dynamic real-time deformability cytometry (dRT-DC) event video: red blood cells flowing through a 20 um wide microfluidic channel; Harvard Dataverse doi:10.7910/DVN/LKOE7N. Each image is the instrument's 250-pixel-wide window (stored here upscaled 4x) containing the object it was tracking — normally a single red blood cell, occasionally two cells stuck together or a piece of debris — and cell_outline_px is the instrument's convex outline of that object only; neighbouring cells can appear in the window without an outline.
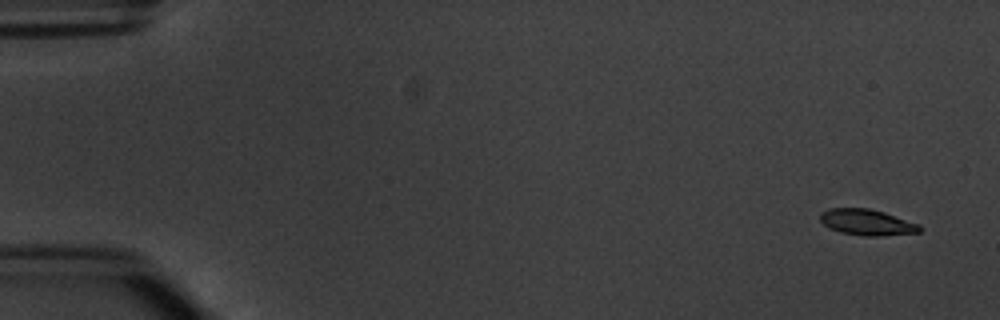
{"species": "common noctule bat (a hibernating species)", "species_latin": "Nyctalus noctula", "temperature_condition": "warm", "stored_images_in_passage": 5, "camera_frame_rate_fps": 3000, "um_per_image_px": 0.085, "animal": {"sex": "male", "body_mass_g": 20.1, "forearm_length_mm": 53.5}, "frame": {"image": 1, "passage_image": 1, "time_ms": 0.0, "image_size_px": [1000, 320], "cell_outline_px": [[924, 228], [920, 232], [880, 236], [864, 236], [840, 232], [828, 228], [820, 220], [820, 212], [828, 208], [868, 208], [884, 212], [920, 224]], "centroid_in_image_um": [73.7, 18.89], "position_along_channel_um": 11.3, "area_um2": 15.26}}
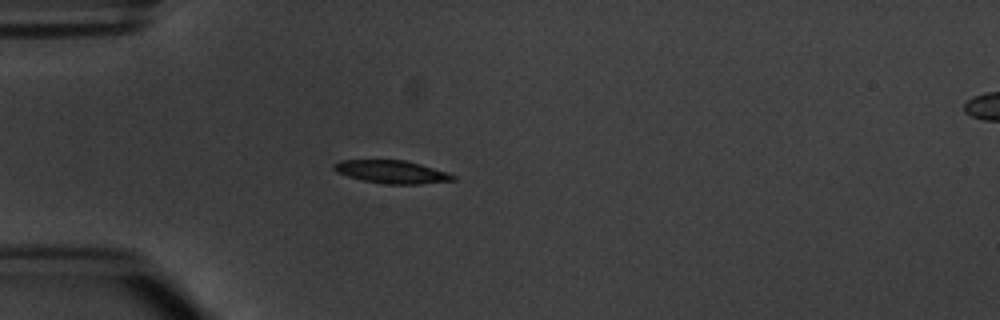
{"frame": {"image": 2, "passage_image": 4, "time_ms": 4.333, "image_size_px": [1000, 320], "cell_outline_px": [[456, 180], [420, 184], [388, 184], [364, 180], [348, 176], [336, 172], [332, 168], [332, 164], [340, 160], [404, 160], [420, 164], [448, 172], [456, 176]], "centroid_in_image_um": [33.3, 14.6], "position_along_channel_um": 51.7, "area_um2": 15.9}}